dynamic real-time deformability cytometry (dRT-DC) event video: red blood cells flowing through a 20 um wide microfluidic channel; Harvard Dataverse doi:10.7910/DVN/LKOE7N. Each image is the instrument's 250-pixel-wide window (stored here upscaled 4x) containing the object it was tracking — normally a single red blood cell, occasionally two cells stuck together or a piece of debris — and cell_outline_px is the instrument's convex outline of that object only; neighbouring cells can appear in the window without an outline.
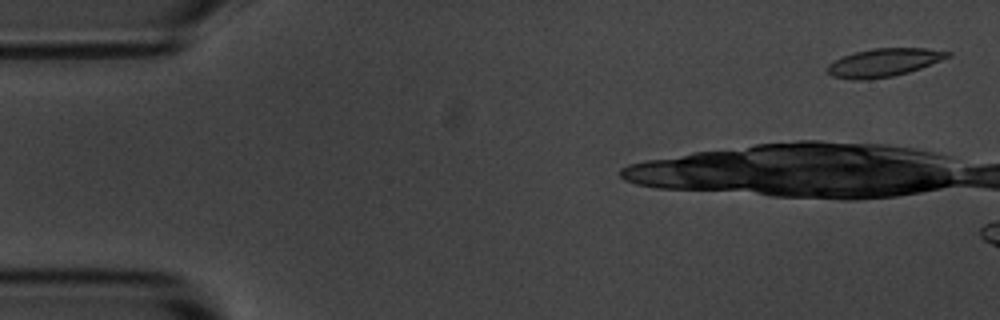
{"species": "common noctule bat (a hibernating species)", "species_latin": "Nyctalus noctula", "temperature_condition": "room temperature", "stored_images_in_passage": 3, "camera_frame_rate_fps": 3000, "um_per_image_px": 0.085, "animal": {"sex": "male", "body_mass_g": 20.1, "forearm_length_mm": 53.5}, "frame": {"image": 1, "passage_image": 1, "time_ms": 0.0, "image_size_px": [1000, 320], "cell_outline_px": [[952, 56], [920, 68], [908, 72], [892, 76], [860, 80], [852, 80], [832, 76], [828, 72], [828, 64], [844, 56], [856, 52], [872, 48], [924, 48], [952, 52]], "centroid_in_image_um": [75.15, 5.31], "position_along_channel_um": 9.9, "area_um2": 19.48}}